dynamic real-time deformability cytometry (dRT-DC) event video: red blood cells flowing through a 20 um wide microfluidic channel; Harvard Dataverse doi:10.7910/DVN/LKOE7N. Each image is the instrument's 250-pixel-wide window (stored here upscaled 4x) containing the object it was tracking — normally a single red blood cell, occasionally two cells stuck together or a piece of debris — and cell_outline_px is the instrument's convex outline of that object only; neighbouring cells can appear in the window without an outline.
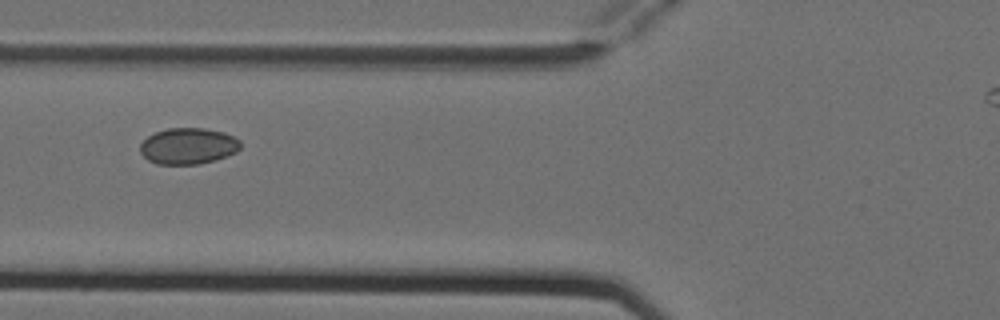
{"species": "Egyptian fruit bat (a non-hibernating species)", "species_latin": "Rousettus aegyptiacus", "temperature_condition": "cold", "stored_images_in_passage": 5, "segment_of_instrument_passage": [1, 2], "camera_frame_rate_fps": 3000, "um_per_image_px": 0.085, "animal": {"sex": "female"}, "frame": {"image": 1, "passage_image": 2, "time_ms": 0.333, "image_size_px": [1000, 320], "cell_outline_px": [[240, 148], [236, 152], [228, 156], [216, 160], [200, 164], [156, 164], [148, 160], [140, 152], [140, 144], [148, 136], [156, 132], [168, 128], [204, 128], [224, 132], [240, 140]], "centroid_in_image_um": [16.0, 12.42], "position_along_channel_um": 109.8, "area_um2": 21.27}}
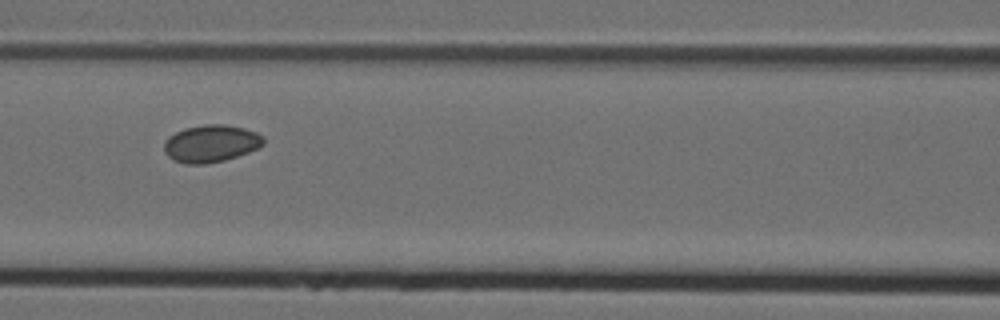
{"frame": {"image": 2, "passage_image": 3, "time_ms": 0.667, "image_size_px": [1000, 320], "cell_outline_px": [[264, 144], [260, 148], [224, 160], [204, 164], [184, 164], [172, 160], [164, 152], [164, 140], [168, 136], [184, 128], [204, 124], [224, 124], [244, 128], [256, 132], [264, 136]], "centroid_in_image_um": [17.92, 12.2], "position_along_channel_um": 148.7, "area_um2": 21.85}}
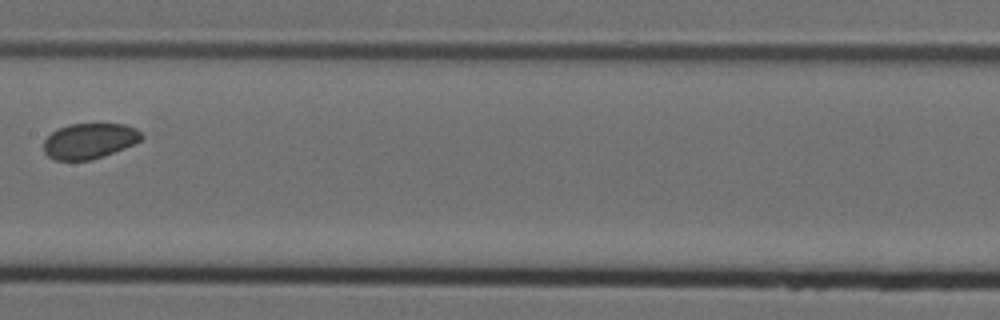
{"frame": {"image": 3, "passage_image": 4, "time_ms": 1.0, "image_size_px": [1000, 320], "cell_outline_px": [[144, 136], [140, 140], [124, 148], [104, 156], [92, 160], [52, 160], [44, 152], [44, 140], [52, 132], [68, 124], [124, 124], [136, 128]], "centroid_in_image_um": [7.58, 11.98], "position_along_channel_um": 199.8, "area_um2": 20.17}}